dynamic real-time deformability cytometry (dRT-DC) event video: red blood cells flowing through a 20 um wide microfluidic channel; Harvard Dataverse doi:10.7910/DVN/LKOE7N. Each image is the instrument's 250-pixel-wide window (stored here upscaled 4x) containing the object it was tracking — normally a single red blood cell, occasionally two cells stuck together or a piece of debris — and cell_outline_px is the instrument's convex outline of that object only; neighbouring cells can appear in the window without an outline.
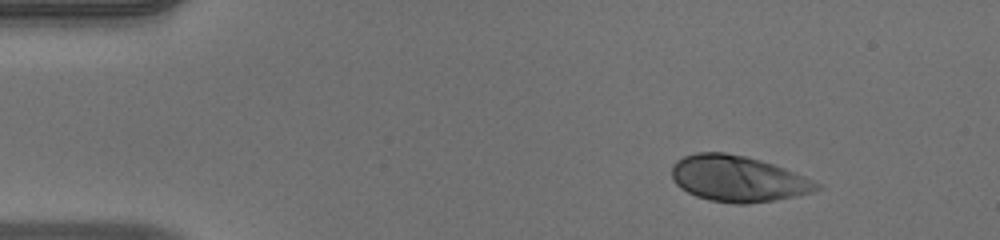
{"species": "human", "species_latin": "Homo sapiens", "temperature_condition": "warm", "stored_images_in_passage": 45, "camera_frame_rate_fps": 3000, "um_per_image_px": 0.085, "donor": {"sex": "male"}, "frame": {"image": 1, "passage_image": 1, "time_ms": 0.0, "image_size_px": [1000, 240], "cell_outline_px": [[820, 188], [812, 192], [772, 200], [744, 204], [736, 204], [708, 200], [696, 196], [680, 188], [672, 180], [672, 164], [676, 160], [684, 156], [696, 152], [724, 152], [744, 156], [760, 160], [784, 168], [804, 176], [820, 184]], "centroid_in_image_um": [62.66, 15.18], "position_along_channel_um": 22.3, "area_um2": 38.61}}
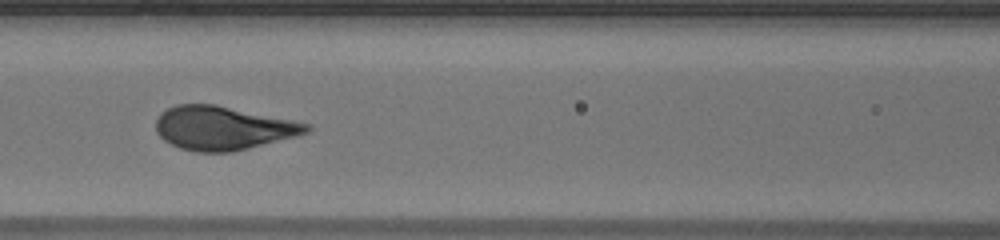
{"frame": {"image": 2, "passage_image": 17, "time_ms": 5.333, "image_size_px": [1000, 240], "cell_outline_px": [[312, 128], [308, 132], [296, 136], [232, 152], [196, 152], [180, 148], [164, 140], [156, 132], [156, 120], [160, 112], [176, 104], [216, 104], [312, 124]], "centroid_in_image_um": [18.94, 10.87], "position_along_channel_um": 147.7, "area_um2": 38.38}}
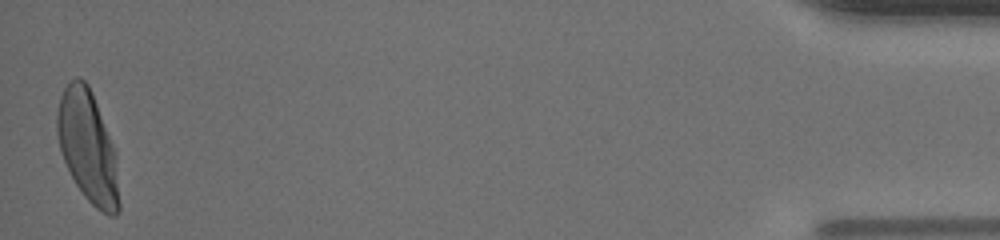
{"frame": {"image": 3, "passage_image": 45, "time_ms": 14.667, "image_size_px": [1000, 240], "cell_outline_px": [[120, 208], [116, 216], [108, 216], [96, 208], [84, 196], [76, 184], [64, 160], [60, 148], [56, 132], [56, 112], [60, 96], [64, 88], [76, 76], [80, 76], [88, 84], [92, 92], [116, 152], [120, 204]], "centroid_in_image_um": [7.47, 12.48], "position_along_channel_um": 427.7, "area_um2": 40.46}, "authors_computed_cell_mechanics": {"area_um2": 38.3792, "velocity_mm_per_s": 3.9882, "shape_relaxation_time_tau1_ms": 2.8847, "shape_relaxation_time_tau2_ms": null, "deformation_change_tau1": 0.2019, "deformation_change_tau2": null}}